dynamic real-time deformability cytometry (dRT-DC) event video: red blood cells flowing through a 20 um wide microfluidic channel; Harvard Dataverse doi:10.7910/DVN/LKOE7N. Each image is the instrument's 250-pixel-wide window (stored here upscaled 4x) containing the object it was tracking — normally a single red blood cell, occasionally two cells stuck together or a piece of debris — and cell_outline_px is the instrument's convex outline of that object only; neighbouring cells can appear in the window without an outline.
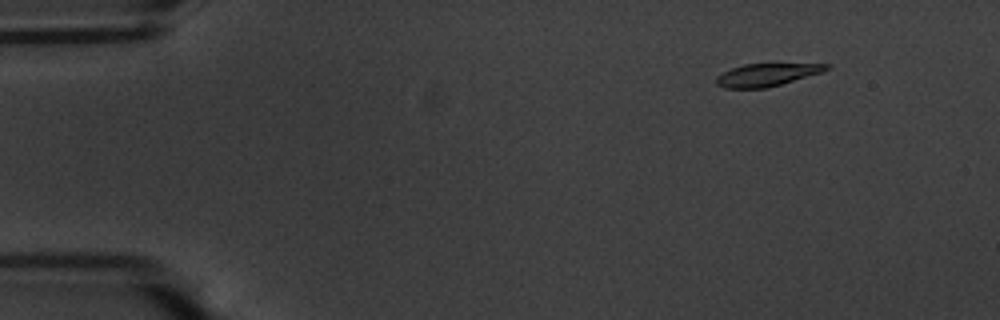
{"species": "common noctule bat (a hibernating species)", "species_latin": "Nyctalus noctula", "temperature_condition": "warm", "stored_images_in_passage": 53, "camera_frame_rate_fps": 3000, "um_per_image_px": 0.085, "animal": {"sex": "male", "body_mass_g": 20.1, "forearm_length_mm": 53.5}, "frame": {"image": 1, "passage_image": 3, "time_ms": 0.667, "image_size_px": [1000, 320], "cell_outline_px": [[832, 68], [820, 72], [780, 84], [764, 88], [724, 88], [716, 84], [716, 76], [732, 68], [744, 64], [832, 64]], "centroid_in_image_um": [65.15, 6.35], "position_along_channel_um": 19.9, "area_um2": 14.22}}
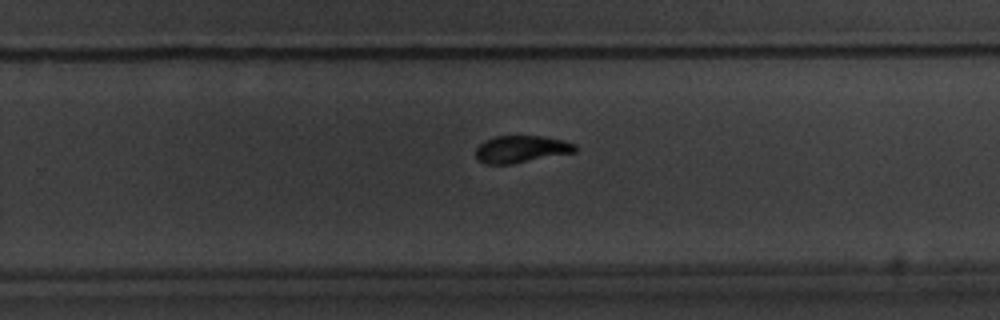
{"frame": {"image": 2, "passage_image": 33, "time_ms": 10.667, "image_size_px": [1000, 320], "cell_outline_px": [[576, 152], [512, 164], [484, 164], [476, 160], [476, 148], [484, 140], [496, 136], [544, 136], [564, 140], [576, 144]], "centroid_in_image_um": [44.29, 12.68], "position_along_channel_um": 285.5, "area_um2": 15.9}}
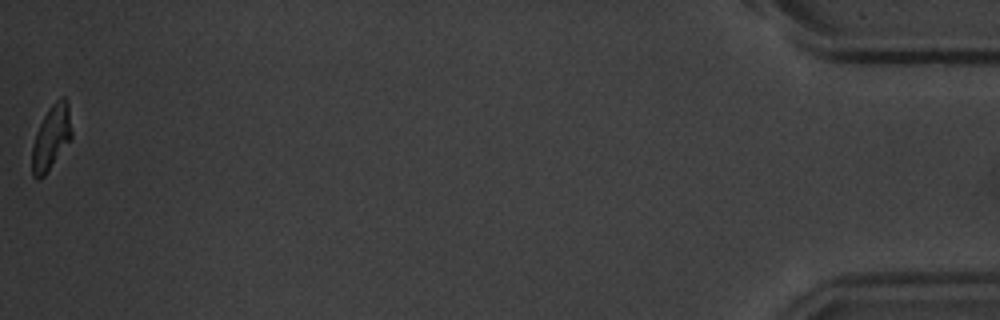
{"frame": {"image": 3, "passage_image": 53, "time_ms": 17.333, "image_size_px": [1000, 320], "cell_outline_px": [[72, 136], [44, 176], [36, 180], [32, 176], [32, 148], [36, 132], [48, 108], [60, 96], [64, 96], [68, 100], [72, 132]], "centroid_in_image_um": [4.35, 11.65], "position_along_channel_um": 430.8, "area_um2": 14.74}, "authors_computed_cell_mechanics": {"area_um2": 16.1262, "velocity_mm_per_s": 3.5813, "shape_relaxation_time_tau1_ms": 2.689, "shape_relaxation_time_tau2_ms": 3.0003, "deformation_change_tau1": 0.1278, "deformation_change_tau2": 0.068}}